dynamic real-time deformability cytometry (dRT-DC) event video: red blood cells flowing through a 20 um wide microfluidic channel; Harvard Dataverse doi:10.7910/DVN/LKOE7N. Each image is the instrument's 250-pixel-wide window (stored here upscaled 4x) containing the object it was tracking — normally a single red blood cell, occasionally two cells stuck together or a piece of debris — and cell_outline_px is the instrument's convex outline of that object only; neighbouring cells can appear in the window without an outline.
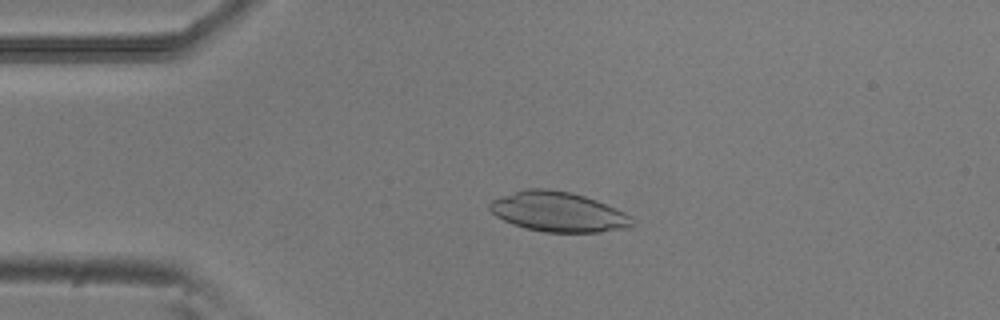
{"species": "common noctule bat (a hibernating species)", "species_latin": "Nyctalus noctula", "temperature_condition": "room temperature", "stored_images_in_passage": 22, "camera_frame_rate_fps": 3000, "um_per_image_px": 0.085, "animal": {"sex": "male", "body_mass_g": 20.5, "forearm_length_mm": 52.5}, "frame": {"image": 1, "passage_image": 11, "time_ms": 3.333, "image_size_px": [1000, 320], "cell_outline_px": [[636, 224], [632, 228], [600, 232], [544, 232], [528, 228], [504, 220], [496, 216], [488, 208], [488, 204], [492, 200], [528, 188], [544, 188], [572, 192], [596, 200], [624, 212]], "centroid_in_image_um": [47.49, 18.01], "position_along_channel_um": 37.5, "area_um2": 32.83}}
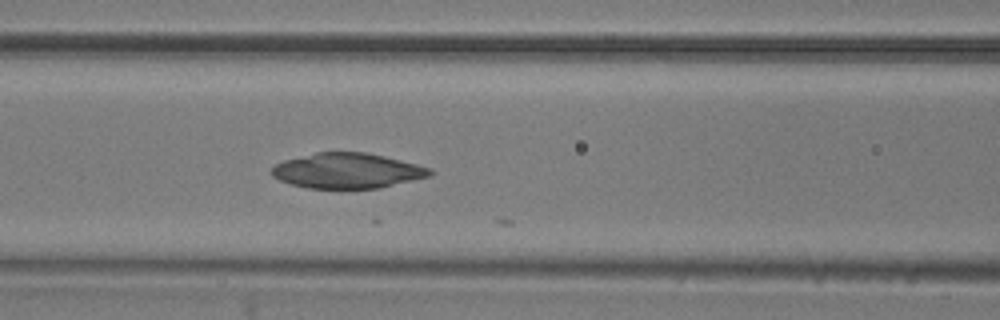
{"frame": {"image": 2, "passage_image": 21, "time_ms": 6.667, "image_size_px": [1000, 320], "cell_outline_px": [[436, 172], [432, 176], [380, 188], [308, 188], [292, 184], [280, 180], [272, 176], [272, 168], [276, 164], [284, 160], [316, 152], [364, 152], [384, 156], [432, 168]], "centroid_in_image_um": [29.57, 14.51], "position_along_channel_um": 137.0, "area_um2": 32.48}}